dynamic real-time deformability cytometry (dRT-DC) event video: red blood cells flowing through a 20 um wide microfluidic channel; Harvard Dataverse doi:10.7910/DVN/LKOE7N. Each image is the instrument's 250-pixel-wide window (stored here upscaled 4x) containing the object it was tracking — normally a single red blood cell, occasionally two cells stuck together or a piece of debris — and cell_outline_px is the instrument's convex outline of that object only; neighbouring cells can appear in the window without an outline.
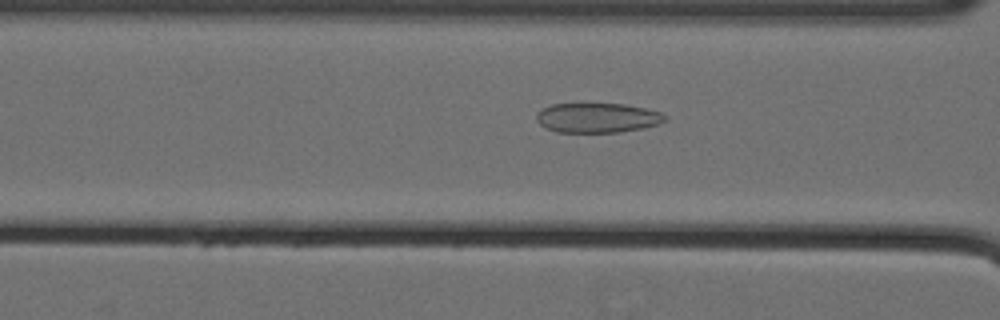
{"species": "Egyptian fruit bat (a non-hibernating species)", "species_latin": "Rousettus aegyptiacus", "temperature_condition": "cold", "stored_images_in_passage": 56, "camera_frame_rate_fps": 3000, "um_per_image_px": 0.085, "animal": {"sex": "female"}, "frame": {"image": 1, "passage_image": 23, "time_ms": 7.333, "image_size_px": [1000, 320], "cell_outline_px": [[668, 120], [660, 124], [644, 128], [620, 132], [556, 132], [540, 124], [536, 120], [536, 112], [552, 104], [580, 100], [624, 104], [648, 108], [660, 112], [668, 116]], "centroid_in_image_um": [50.79, 9.96], "position_along_channel_um": 115.8, "area_um2": 23.47}}
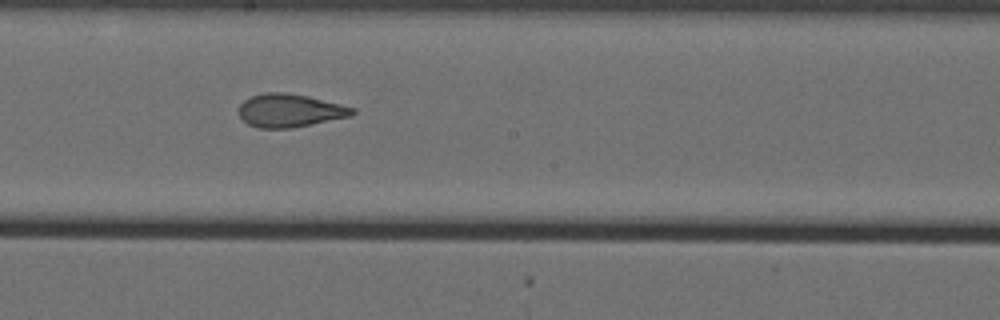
{"frame": {"image": 2, "passage_image": 32, "time_ms": 10.333, "image_size_px": [1000, 320], "cell_outline_px": [[356, 112], [352, 116], [292, 128], [260, 128], [248, 124], [240, 116], [240, 104], [244, 100], [252, 96], [268, 92], [284, 92], [308, 96], [356, 108]], "centroid_in_image_um": [24.67, 9.39], "position_along_channel_um": 223.5, "area_um2": 21.85}}
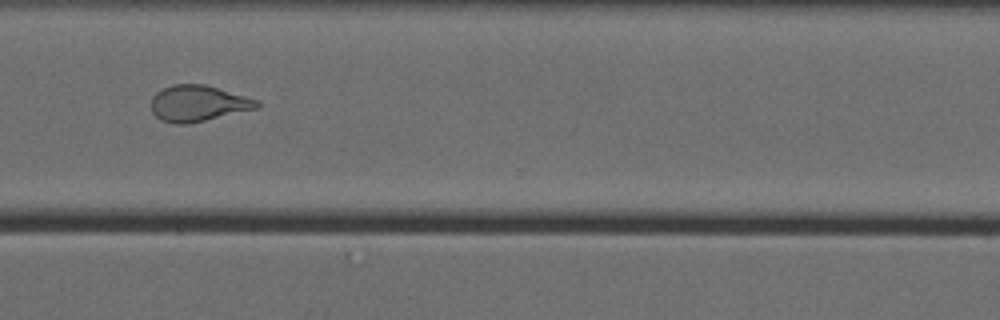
{"frame": {"image": 3, "passage_image": 43, "time_ms": 14.0, "image_size_px": [1000, 320], "cell_outline_px": [[260, 108], [188, 124], [176, 124], [160, 120], [152, 112], [152, 96], [156, 92], [172, 84], [204, 84], [260, 100]], "centroid_in_image_um": [16.86, 8.79], "position_along_channel_um": 353.7, "area_um2": 22.37}, "authors_computed_cell_mechanics": {"area_um2": 23.5246, "velocity_mm_per_s": 3.5721, "shape_relaxation_time_tau1_ms": 9.7836, "shape_relaxation_time_tau2_ms": 1.2817, "deformation_change_tau1": 0.206, "deformation_change_tau2": 0.0763}}